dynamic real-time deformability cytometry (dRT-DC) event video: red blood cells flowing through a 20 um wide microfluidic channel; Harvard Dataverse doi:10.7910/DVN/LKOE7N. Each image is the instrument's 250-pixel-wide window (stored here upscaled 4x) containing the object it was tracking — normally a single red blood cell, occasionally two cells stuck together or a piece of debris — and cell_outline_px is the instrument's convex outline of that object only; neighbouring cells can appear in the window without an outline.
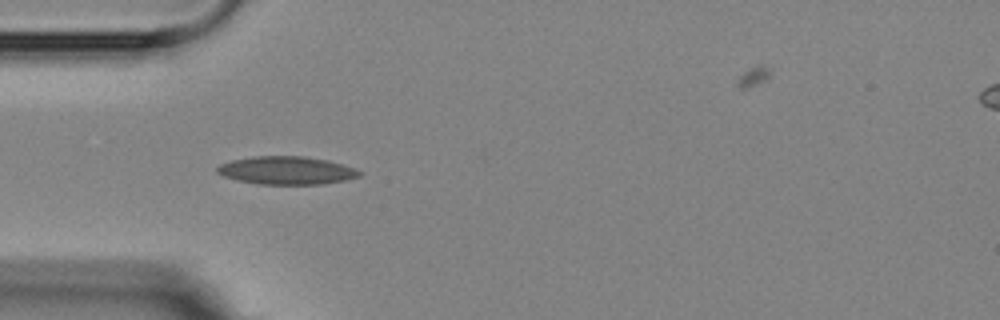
{"species": "Egyptian fruit bat (a non-hibernating species)", "species_latin": "Rousettus aegyptiacus", "temperature_condition": "room temperature", "stored_images_in_passage": 2, "camera_frame_rate_fps": 3000, "um_per_image_px": 0.085, "animal": {"sex": "female"}, "frame": {"image": 1, "passage_image": 1, "time_ms": 0.0, "image_size_px": [1000, 320], "cell_outline_px": [[364, 172], [360, 176], [344, 180], [324, 184], [256, 184], [236, 180], [224, 176], [216, 172], [216, 168], [220, 164], [232, 160], [252, 156], [304, 156], [328, 160], [356, 168]], "centroid_in_image_um": [24.37, 14.48], "position_along_channel_um": 60.6, "area_um2": 23.41}}
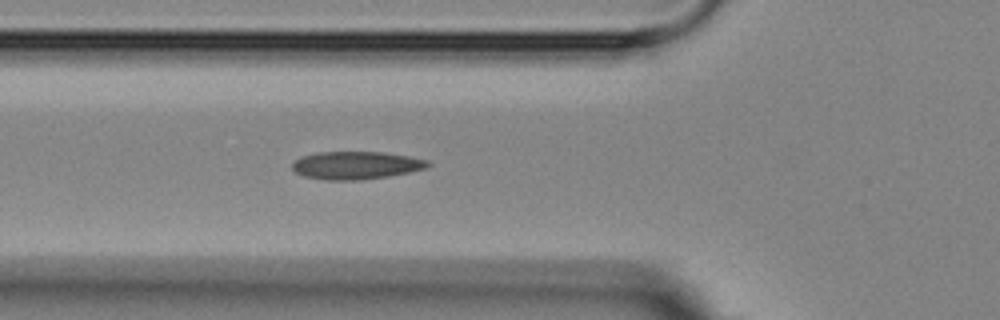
{"frame": {"image": 2, "passage_image": 2, "time_ms": 1.0, "image_size_px": [1000, 320], "cell_outline_px": [[432, 164], [428, 168], [388, 176], [360, 180], [328, 180], [304, 176], [296, 172], [292, 168], [292, 164], [296, 160], [304, 156], [316, 152], [384, 152], [408, 156], [428, 160]], "centroid_in_image_um": [30.3, 14.05], "position_along_channel_um": 95.5, "area_um2": 21.91}}